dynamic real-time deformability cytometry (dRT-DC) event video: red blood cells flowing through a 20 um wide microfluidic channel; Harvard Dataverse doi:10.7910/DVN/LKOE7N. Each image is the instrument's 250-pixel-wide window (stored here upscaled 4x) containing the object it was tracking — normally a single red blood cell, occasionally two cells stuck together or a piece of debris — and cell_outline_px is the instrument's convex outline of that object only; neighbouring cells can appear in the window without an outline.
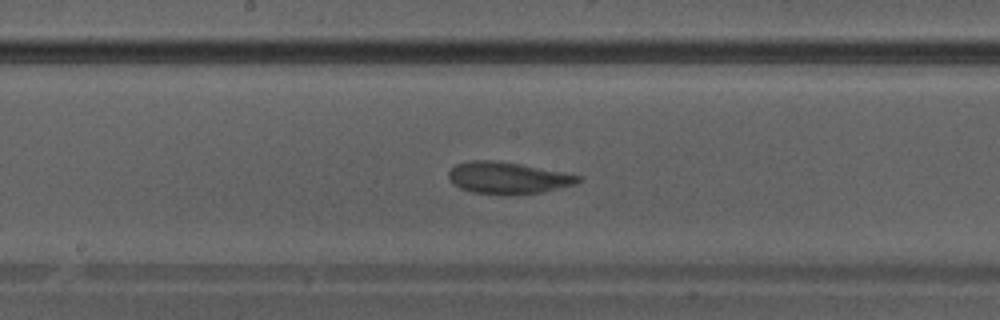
{"species": "Egyptian fruit bat (a non-hibernating species)", "species_latin": "Rousettus aegyptiacus", "temperature_condition": "warm", "stored_images_in_passage": 44, "segment_of_instrument_passage": [1, 2], "camera_frame_rate_fps": 3000, "um_per_image_px": 0.085, "animal": {"sex": "male"}, "frame": {"image": 1, "passage_image": 24, "time_ms": 7.667, "image_size_px": [1000, 320], "cell_outline_px": [[584, 180], [576, 184], [544, 192], [500, 196], [472, 192], [460, 188], [452, 184], [448, 176], [448, 172], [456, 164], [472, 160], [488, 160], [520, 164], [564, 172], [584, 176]], "centroid_in_image_um": [43.2, 15.14], "position_along_channel_um": 205.0, "area_um2": 24.39}}
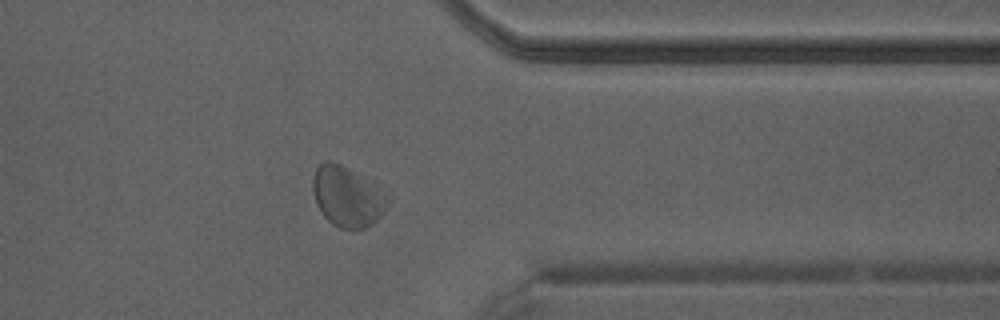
{"frame": {"image": 2, "passage_image": 35, "time_ms": 11.333, "image_size_px": [1000, 320], "cell_outline_px": [[392, 192], [388, 208], [372, 224], [364, 228], [340, 228], [332, 224], [324, 216], [316, 204], [312, 188], [312, 180], [316, 168], [324, 160], [332, 160], [348, 168]], "centroid_in_image_um": [29.58, 16.68], "position_along_channel_um": 381.8, "area_um2": 26.99}}
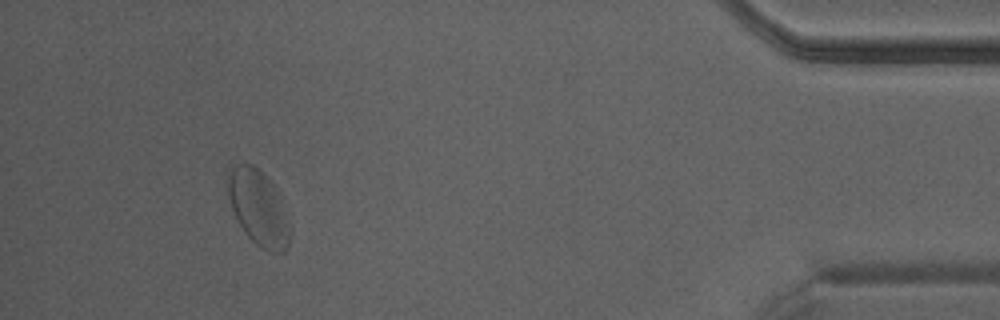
{"frame": {"image": 3, "passage_image": 40, "time_ms": 13.0, "image_size_px": [1000, 320], "cell_outline_px": [[292, 236], [288, 248], [284, 252], [280, 252], [264, 248], [256, 244], [244, 232], [232, 208], [228, 192], [228, 172], [236, 164], [252, 164], [272, 184], [292, 224]], "centroid_in_image_um": [22.01, 17.71], "position_along_channel_um": 413.2, "area_um2": 26.82}}